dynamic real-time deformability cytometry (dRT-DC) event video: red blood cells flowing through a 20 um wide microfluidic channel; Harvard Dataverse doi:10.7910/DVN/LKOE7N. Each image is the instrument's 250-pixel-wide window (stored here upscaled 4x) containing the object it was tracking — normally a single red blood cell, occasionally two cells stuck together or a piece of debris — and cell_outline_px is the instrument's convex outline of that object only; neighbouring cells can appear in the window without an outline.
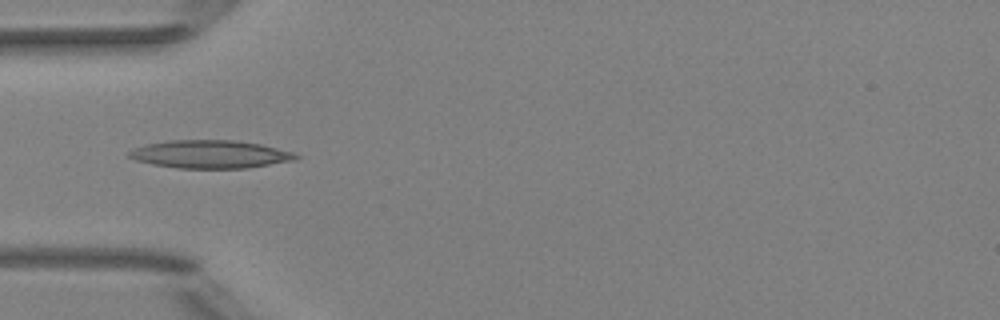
{"species": "Egyptian fruit bat (a non-hibernating species)", "species_latin": "Rousettus aegyptiacus", "temperature_condition": "room temperature", "stored_images_in_passage": 10, "camera_frame_rate_fps": 3000, "um_per_image_px": 0.085, "animal": {"sex": "female"}, "frame": {"image": 1, "passage_image": 4, "time_ms": 1.0, "image_size_px": [1000, 320], "cell_outline_px": [[300, 156], [296, 160], [248, 168], [176, 168], [152, 164], [136, 160], [128, 156], [128, 152], [136, 148], [148, 144], [172, 140], [236, 140], [260, 144], [292, 152]], "centroid_in_image_um": [17.89, 13.11], "position_along_channel_um": 67.1, "area_um2": 27.05}}
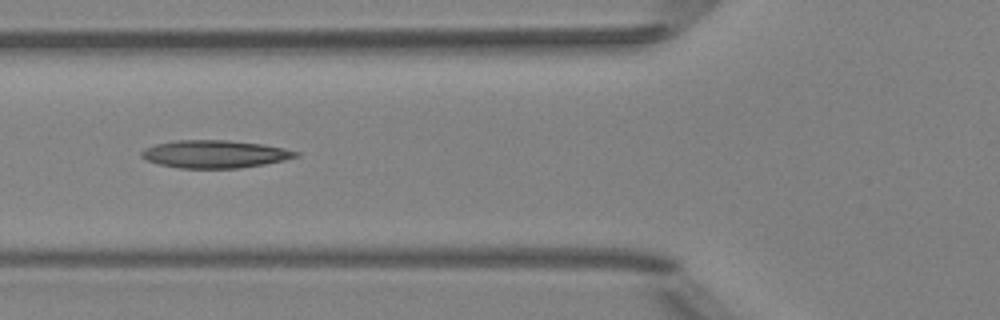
{"frame": {"image": 2, "passage_image": 7, "time_ms": 2.0, "image_size_px": [1000, 320], "cell_outline_px": [[300, 156], [284, 160], [264, 164], [240, 168], [180, 168], [160, 164], [148, 160], [140, 156], [140, 152], [144, 148], [156, 144], [176, 140], [228, 140], [264, 144], [284, 148], [300, 152]], "centroid_in_image_um": [18.28, 13.09], "position_along_channel_um": 107.5, "area_um2": 24.97}}